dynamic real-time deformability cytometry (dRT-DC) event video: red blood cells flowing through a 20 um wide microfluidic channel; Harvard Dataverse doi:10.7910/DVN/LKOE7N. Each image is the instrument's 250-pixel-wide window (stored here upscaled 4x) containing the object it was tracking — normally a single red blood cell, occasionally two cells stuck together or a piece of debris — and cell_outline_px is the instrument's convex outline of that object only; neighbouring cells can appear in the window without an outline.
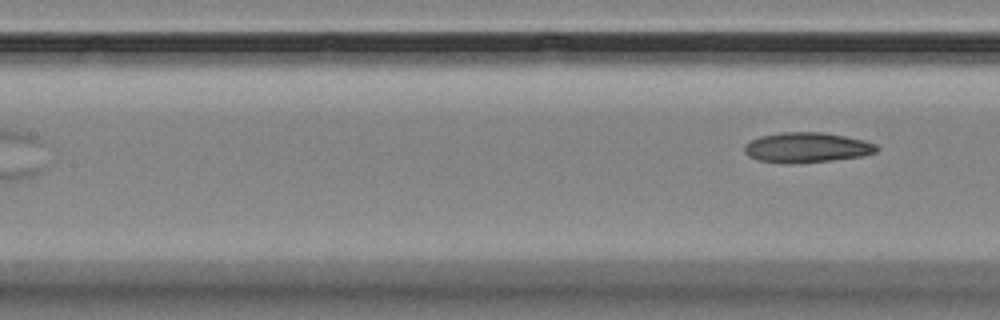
{"species": "Egyptian fruit bat (a non-hibernating species)", "species_latin": "Rousettus aegyptiacus", "temperature_condition": "room temperature", "stored_images_in_passage": 11, "segment_of_instrument_passage": [2, 2], "camera_frame_rate_fps": 3000, "um_per_image_px": 0.085, "animal": {"sex": "female"}, "frame": {"image": 1, "passage_image": 11, "time_ms": 12.0, "image_size_px": [1000, 320], "cell_outline_px": [[880, 148], [876, 152], [860, 156], [832, 160], [788, 164], [760, 160], [748, 156], [744, 152], [744, 144], [760, 136], [780, 132], [824, 132], [864, 140], [876, 144]], "centroid_in_image_um": [68.57, 12.53], "position_along_channel_um": 138.8, "area_um2": 23.18}}